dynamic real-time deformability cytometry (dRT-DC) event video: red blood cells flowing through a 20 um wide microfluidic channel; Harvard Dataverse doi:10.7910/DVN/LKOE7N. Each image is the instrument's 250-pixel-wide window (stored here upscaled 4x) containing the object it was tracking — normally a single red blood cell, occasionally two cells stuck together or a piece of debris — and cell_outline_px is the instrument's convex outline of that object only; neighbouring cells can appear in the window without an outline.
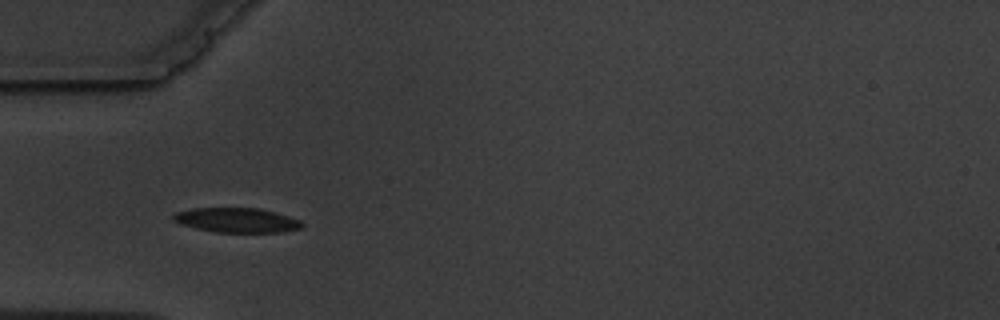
{"species": "common noctule bat (a hibernating species)", "species_latin": "Nyctalus noctula", "temperature_condition": "warm", "stored_images_in_passage": 2, "camera_frame_rate_fps": 3000, "um_per_image_px": 0.085, "animal": {"sex": "male", "body_mass_g": 19.5, "forearm_length_mm": 54.6}, "frame": {"image": 1, "passage_image": 1, "time_ms": 0.0, "image_size_px": [1000, 320], "cell_outline_px": [[304, 224], [300, 228], [280, 232], [216, 232], [196, 228], [172, 220], [172, 216], [176, 212], [192, 208], [260, 208], [288, 216], [300, 220]], "centroid_in_image_um": [20.12, 18.71], "position_along_channel_um": 64.9, "area_um2": 18.26}}
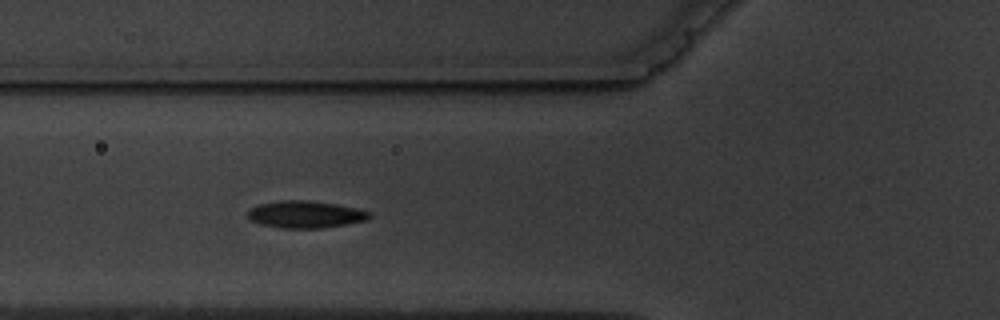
{"frame": {"image": 2, "passage_image": 2, "time_ms": 1.0, "image_size_px": [1000, 320], "cell_outline_px": [[372, 216], [368, 220], [320, 228], [280, 228], [260, 224], [252, 220], [248, 216], [248, 212], [252, 208], [260, 204], [280, 200], [304, 200], [336, 204], [356, 208], [372, 212]], "centroid_in_image_um": [25.99, 18.22], "position_along_channel_um": 99.8, "area_um2": 19.07}}